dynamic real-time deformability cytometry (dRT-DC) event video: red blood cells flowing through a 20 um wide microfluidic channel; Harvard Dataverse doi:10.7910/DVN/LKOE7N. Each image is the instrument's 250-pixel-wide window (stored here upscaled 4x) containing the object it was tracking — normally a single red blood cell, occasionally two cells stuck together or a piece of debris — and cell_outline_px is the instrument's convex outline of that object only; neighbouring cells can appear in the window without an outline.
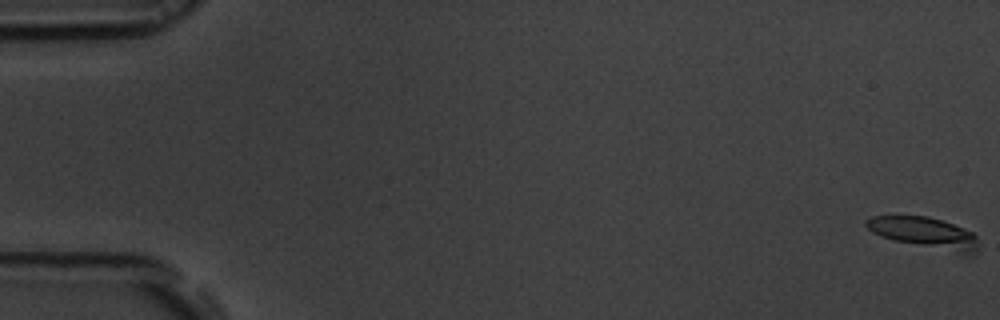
{"species": "common noctule bat (a hibernating species)", "species_latin": "Nyctalus noctula", "temperature_condition": "room temperature", "stored_images_in_passage": 7, "camera_frame_rate_fps": 3000, "um_per_image_px": 0.085, "animal": {"sex": "male", "body_mass_g": 19.5, "forearm_length_mm": 54.6}, "frame": {"image": 1, "passage_image": 1, "time_ms": 0.0, "image_size_px": [1000, 320], "cell_outline_px": [[976, 248], [972, 256], [968, 256], [892, 240], [880, 236], [872, 232], [864, 224], [864, 220], [872, 216], [928, 216], [952, 224], [972, 232], [976, 236]], "centroid_in_image_um": [78.56, 19.81], "position_along_channel_um": 6.4, "area_um2": 20.35}}